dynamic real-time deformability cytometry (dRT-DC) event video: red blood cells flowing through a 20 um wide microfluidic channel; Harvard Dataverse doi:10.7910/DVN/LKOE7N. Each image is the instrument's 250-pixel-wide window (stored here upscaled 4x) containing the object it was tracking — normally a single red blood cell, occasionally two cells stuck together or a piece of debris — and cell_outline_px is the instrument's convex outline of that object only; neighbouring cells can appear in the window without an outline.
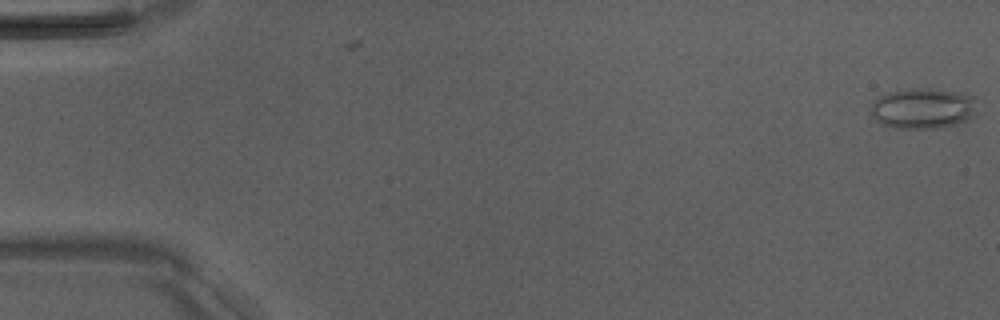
{"species": "Egyptian fruit bat (a non-hibernating species)", "species_latin": "Rousettus aegyptiacus", "temperature_condition": "room temperature", "stored_images_in_passage": 5, "camera_frame_rate_fps": 3000, "um_per_image_px": 0.085, "animal": {"sex": "male"}, "frame": {"image": 1, "passage_image": 1, "time_ms": 0.0, "image_size_px": [1000, 320], "cell_outline_px": [[976, 116], [968, 120], [956, 124], [940, 128], [892, 128], [880, 124], [872, 116], [872, 104], [880, 96], [888, 92], [912, 88], [928, 88], [968, 92], [976, 96]], "centroid_in_image_um": [78.53, 9.2], "position_along_channel_um": 6.5, "area_um2": 25.78}}